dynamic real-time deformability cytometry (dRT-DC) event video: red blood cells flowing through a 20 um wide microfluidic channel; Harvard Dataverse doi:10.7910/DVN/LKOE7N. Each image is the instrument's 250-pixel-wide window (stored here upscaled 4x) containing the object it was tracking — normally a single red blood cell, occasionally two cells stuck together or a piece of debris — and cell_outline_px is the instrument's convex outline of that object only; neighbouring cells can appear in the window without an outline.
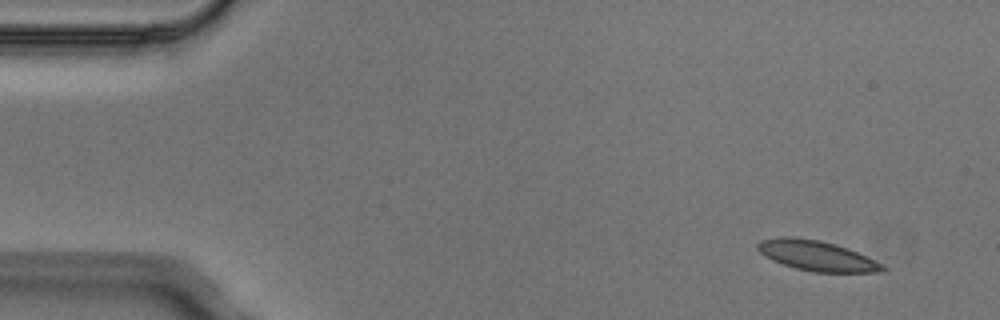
{"species": "Egyptian fruit bat (a non-hibernating species)", "species_latin": "Rousettus aegyptiacus", "temperature_condition": "cold", "stored_images_in_passage": 5, "camera_frame_rate_fps": 3000, "um_per_image_px": 0.085, "animal": {"sex": "male"}, "frame": {"image": 1, "passage_image": 1, "time_ms": 0.0, "image_size_px": [1000, 320], "cell_outline_px": [[888, 268], [884, 272], [812, 272], [796, 268], [772, 260], [760, 252], [756, 248], [756, 244], [760, 240], [780, 236], [792, 236], [820, 240], [836, 244], [848, 248], [884, 264]], "centroid_in_image_um": [69.44, 21.73], "position_along_channel_um": 15.6, "area_um2": 22.14}}
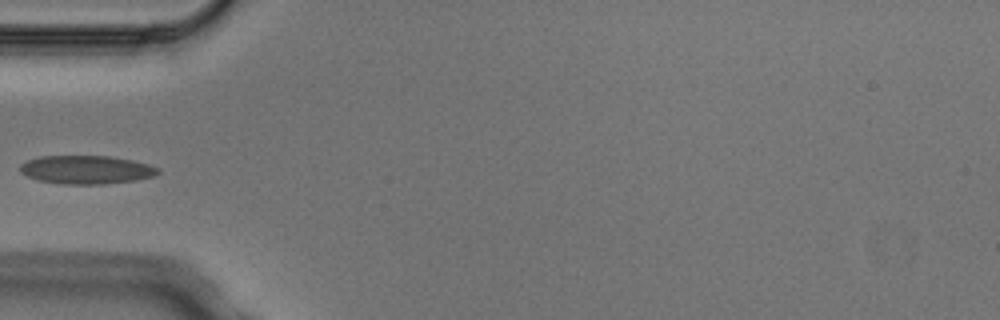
{"frame": {"image": 2, "passage_image": 5, "time_ms": 1.333, "image_size_px": [1000, 320], "cell_outline_px": [[160, 172], [156, 176], [136, 180], [104, 184], [64, 184], [40, 180], [28, 176], [20, 172], [20, 164], [24, 160], [40, 156], [108, 156], [132, 160], [148, 164], [160, 168]], "centroid_in_image_um": [7.35, 14.42], "position_along_channel_um": 77.6, "area_um2": 22.95}}